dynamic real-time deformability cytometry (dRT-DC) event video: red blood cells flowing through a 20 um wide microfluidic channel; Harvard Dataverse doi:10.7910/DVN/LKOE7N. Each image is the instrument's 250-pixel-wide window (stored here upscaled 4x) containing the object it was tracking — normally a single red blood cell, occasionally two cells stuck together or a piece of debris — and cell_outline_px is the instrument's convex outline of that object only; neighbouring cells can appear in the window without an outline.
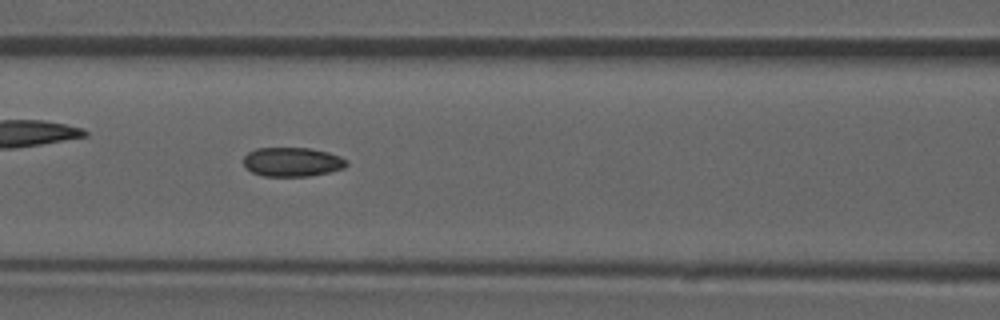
{"species": "common noctule bat (a hibernating species)", "species_latin": "Nyctalus noctula", "temperature_condition": "room temperature", "stored_images_in_passage": 53, "camera_frame_rate_fps": 3000, "um_per_image_px": 0.085, "animal": {"sex": "male", "forearm_length_mm": 52.5}, "frame": {"image": 1, "passage_image": 23, "time_ms": 7.333, "image_size_px": [1000, 320], "cell_outline_px": [[348, 164], [344, 168], [328, 172], [308, 176], [264, 176], [252, 172], [244, 164], [244, 156], [248, 152], [256, 148], [308, 148], [328, 152], [340, 156], [348, 160]], "centroid_in_image_um": [24.86, 13.76], "position_along_channel_um": 141.7, "area_um2": 17.46}, "authors_computed_cell_mechanics": {"area_um2": 17.9758, "velocity_mm_per_s": 3.8733, "shape_relaxation_time_tau1_ms": null, "shape_relaxation_time_tau2_ms": 3.3224, "deformation_change_tau1": null, "deformation_change_tau2": 0.0847}}